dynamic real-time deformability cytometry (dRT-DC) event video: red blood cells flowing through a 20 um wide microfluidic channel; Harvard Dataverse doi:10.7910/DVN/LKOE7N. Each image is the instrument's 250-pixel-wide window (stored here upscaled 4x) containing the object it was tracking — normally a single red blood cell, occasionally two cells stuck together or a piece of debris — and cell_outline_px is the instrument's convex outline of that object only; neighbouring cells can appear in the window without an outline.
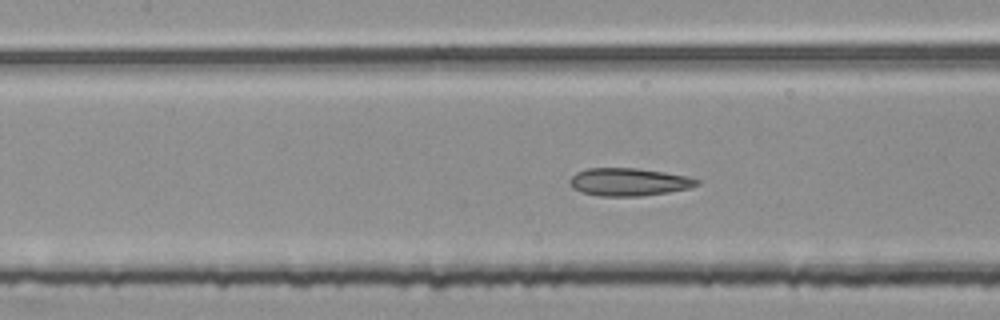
{"species": "common noctule bat (a hibernating species)", "species_latin": "Nyctalus noctula", "temperature_condition": "room temperature", "stored_images_in_passage": 52, "segment_of_instrument_passage": [2, 2], "camera_frame_rate_fps": 3000, "um_per_image_px": 0.085, "animal": {"sex": "female", "body_mass_g": 25.1}, "frame": {"image": 1, "passage_image": 24, "time_ms": 7.667, "image_size_px": [1000, 320], "cell_outline_px": [[700, 184], [692, 188], [668, 192], [640, 196], [600, 196], [580, 192], [572, 188], [568, 180], [576, 172], [588, 168], [636, 168], [664, 172], [688, 176], [700, 180]], "centroid_in_image_um": [53.45, 15.47], "position_along_channel_um": 153.9, "area_um2": 20.75}}
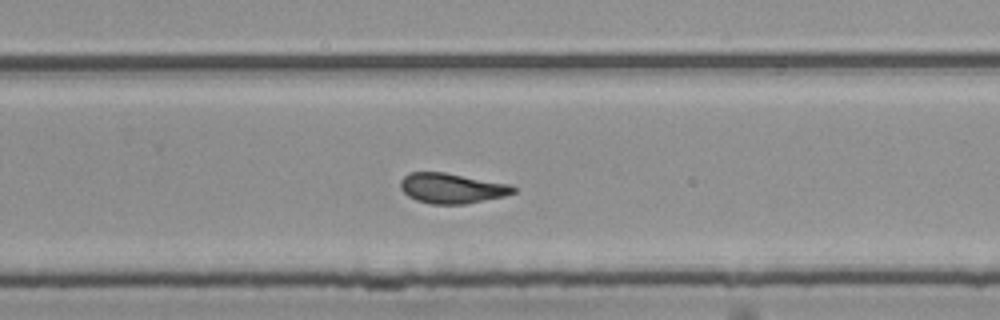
{"frame": {"image": 2, "passage_image": 35, "time_ms": 11.333, "image_size_px": [1000, 320], "cell_outline_px": [[516, 192], [504, 196], [464, 204], [432, 204], [416, 200], [408, 196], [400, 188], [400, 180], [408, 172], [444, 172], [512, 184], [516, 188]], "centroid_in_image_um": [38.41, 15.99], "position_along_channel_um": 291.4, "area_um2": 19.94}}
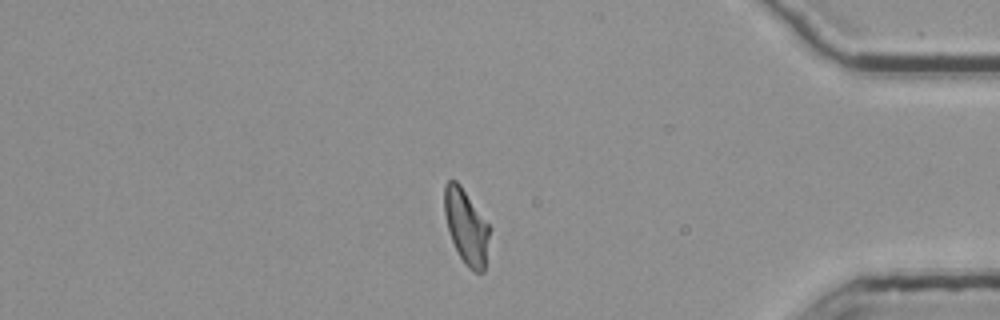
{"frame": {"image": 3, "passage_image": 46, "time_ms": 15.0, "image_size_px": [1000, 320], "cell_outline_px": [[488, 236], [484, 272], [476, 272], [468, 268], [464, 264], [452, 240], [448, 228], [444, 212], [444, 184], [448, 180], [456, 180], [460, 184], [488, 224]], "centroid_in_image_um": [39.59, 19.24], "position_along_channel_um": 395.6, "area_um2": 19.13}}